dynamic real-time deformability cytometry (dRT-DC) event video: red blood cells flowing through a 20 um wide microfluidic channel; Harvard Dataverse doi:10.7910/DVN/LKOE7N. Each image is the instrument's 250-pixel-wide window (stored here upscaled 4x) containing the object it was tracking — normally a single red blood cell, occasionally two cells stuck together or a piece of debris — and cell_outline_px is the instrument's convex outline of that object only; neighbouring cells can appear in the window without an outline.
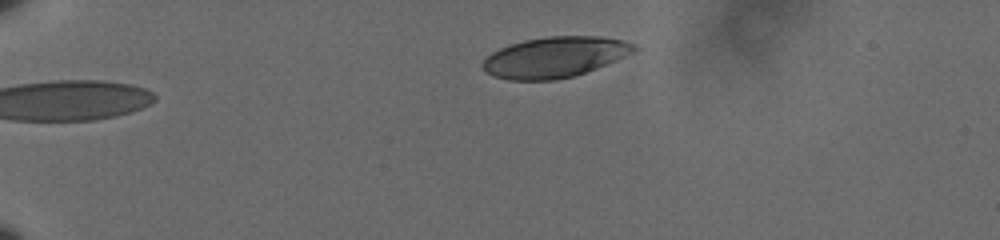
{"species": "human", "species_latin": "Homo sapiens", "temperature_condition": "cold", "stored_images_in_passage": 46, "camera_frame_rate_fps": 3000, "um_per_image_px": 0.085, "donor": {"sex": "male"}, "frame": {"image": 1, "passage_image": 1, "time_ms": 0.0, "image_size_px": [1000, 240], "cell_outline_px": [[636, 48], [632, 52], [616, 60], [576, 76], [556, 80], [508, 80], [492, 76], [484, 72], [480, 64], [492, 52], [500, 48], [524, 40], [548, 36], [600, 36], [624, 40], [636, 44]], "centroid_in_image_um": [47.12, 4.87], "position_along_channel_um": 37.9, "area_um2": 35.95}}
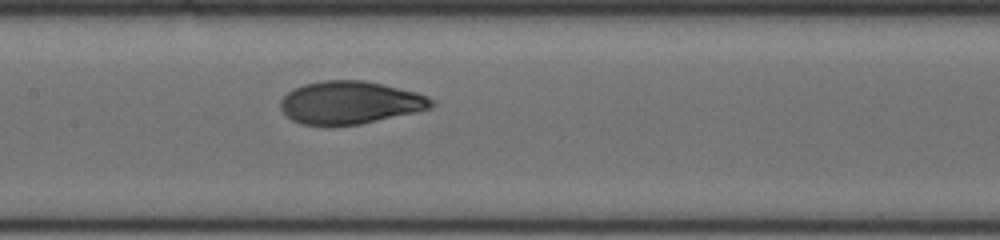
{"frame": {"image": 2, "passage_image": 19, "time_ms": 6.0, "image_size_px": [1000, 240], "cell_outline_px": [[436, 104], [432, 108], [416, 112], [360, 124], [300, 124], [292, 120], [280, 108], [280, 100], [288, 92], [304, 84], [324, 80], [364, 80], [416, 92], [428, 96], [436, 100]], "centroid_in_image_um": [29.8, 8.71], "position_along_channel_um": 177.6, "area_um2": 37.4}}
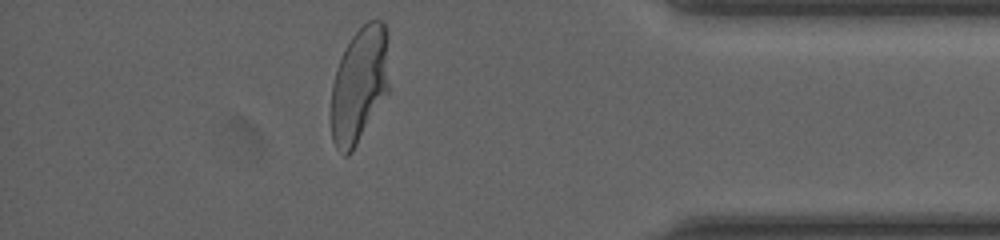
{"frame": {"image": 3, "passage_image": 40, "time_ms": 13.0, "image_size_px": [1000, 240], "cell_outline_px": [[388, 92], [352, 152], [348, 156], [344, 156], [336, 148], [332, 140], [332, 84], [340, 60], [352, 36], [368, 20], [384, 20], [388, 32]], "centroid_in_image_um": [30.57, 7.2], "position_along_channel_um": 404.6, "area_um2": 39.02}, "authors_computed_cell_mechanics": {"area_um2": 37.6856, "velocity_mm_per_s": 3.5909, "shape_relaxation_time_tau1_ms": 4.4963, "shape_relaxation_time_tau2_ms": null, "deformation_change_tau1": 0.1716, "deformation_change_tau2": null}}